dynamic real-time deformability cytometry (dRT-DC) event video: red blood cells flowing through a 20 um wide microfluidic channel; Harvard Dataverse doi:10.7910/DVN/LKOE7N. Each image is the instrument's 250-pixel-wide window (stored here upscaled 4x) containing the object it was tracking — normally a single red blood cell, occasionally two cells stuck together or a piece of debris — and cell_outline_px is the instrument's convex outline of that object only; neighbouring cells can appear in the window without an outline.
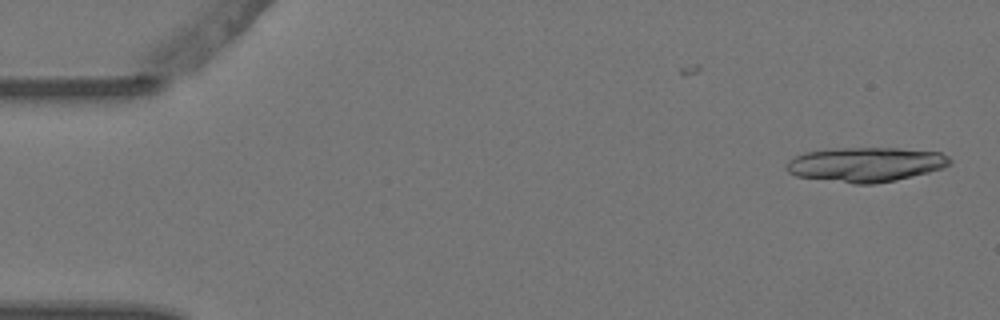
{"species": "Egyptian fruit bat (a non-hibernating species)", "species_latin": "Rousettus aegyptiacus", "temperature_condition": "warm", "stored_images_in_passage": 2, "camera_frame_rate_fps": 3000, "um_per_image_px": 0.085, "animal": {"sex": "female"}, "frame": {"image": 1, "passage_image": 2, "time_ms": 0.333, "image_size_px": [1000, 320], "cell_outline_px": [[952, 164], [944, 168], [896, 180], [876, 184], [852, 184], [796, 176], [788, 172], [784, 164], [788, 160], [804, 152], [824, 148], [896, 148], [940, 152], [948, 156], [952, 160]], "centroid_in_image_um": [73.56, 13.98], "position_along_channel_um": 11.4, "area_um2": 33.35}}